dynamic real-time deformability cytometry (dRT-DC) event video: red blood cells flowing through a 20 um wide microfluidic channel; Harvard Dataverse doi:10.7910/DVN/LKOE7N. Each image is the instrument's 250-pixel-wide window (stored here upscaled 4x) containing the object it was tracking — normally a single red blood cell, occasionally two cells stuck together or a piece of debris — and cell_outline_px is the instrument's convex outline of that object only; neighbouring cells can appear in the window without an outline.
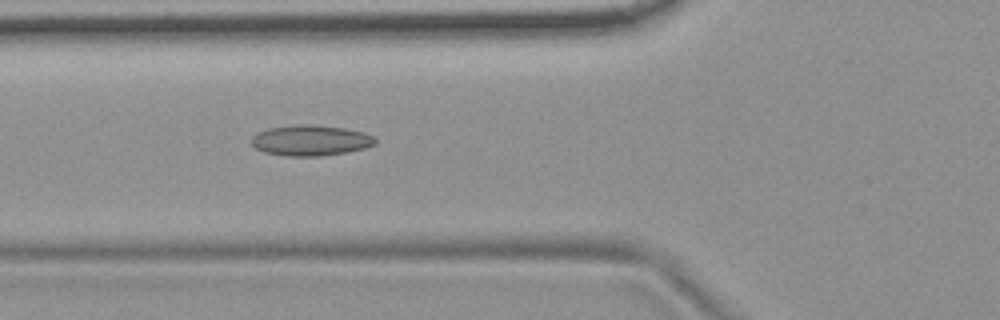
{"species": "common noctule bat (a hibernating species)", "species_latin": "Nyctalus noctula", "temperature_condition": "room temperature", "stored_images_in_passage": 51, "camera_frame_rate_fps": 3000, "um_per_image_px": 0.085, "animal": {"sex": "female", "body_mass_g": 19.9}, "frame": {"image": 1, "passage_image": 17, "time_ms": 5.333, "image_size_px": [1000, 320], "cell_outline_px": [[376, 144], [364, 148], [348, 152], [320, 156], [288, 156], [264, 152], [256, 148], [252, 144], [252, 136], [256, 132], [268, 128], [296, 124], [312, 124], [344, 128], [364, 132], [376, 136]], "centroid_in_image_um": [26.42, 11.92], "position_along_channel_um": 99.4, "area_um2": 22.31}}
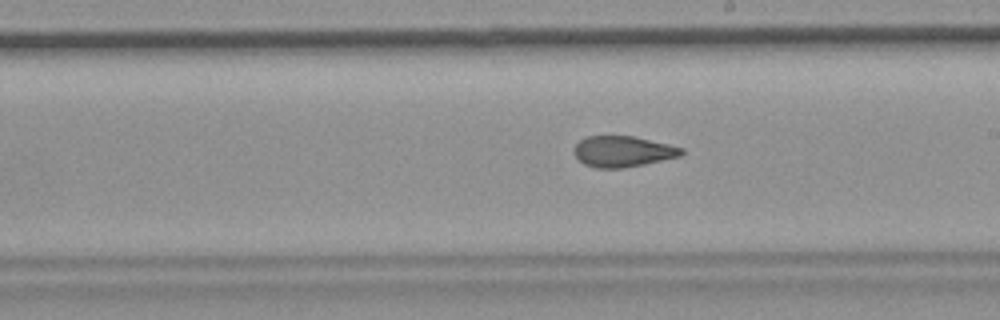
{"frame": {"image": 2, "passage_image": 28, "time_ms": 9.0, "image_size_px": [1000, 320], "cell_outline_px": [[684, 152], [680, 156], [644, 164], [624, 168], [596, 168], [584, 164], [572, 152], [576, 144], [580, 140], [588, 136], [632, 136], [668, 144], [684, 148]], "centroid_in_image_um": [52.93, 12.88], "position_along_channel_um": 236.1, "area_um2": 19.25}}
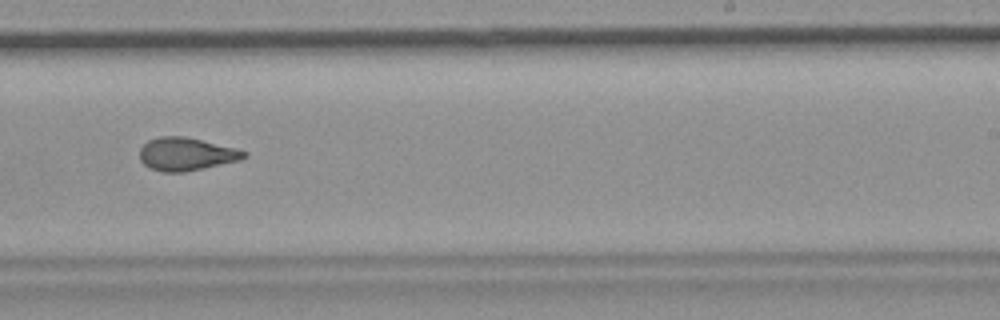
{"frame": {"image": 3, "passage_image": 31, "time_ms": 10.0, "image_size_px": [1000, 320], "cell_outline_px": [[248, 156], [240, 160], [184, 172], [164, 172], [152, 168], [144, 164], [140, 160], [140, 148], [148, 140], [160, 136], [184, 136], [236, 148], [248, 152]], "centroid_in_image_um": [15.84, 13.09], "position_along_channel_um": 273.2, "area_um2": 19.94}, "authors_computed_cell_mechanics": {"area_um2": 20.3456, "velocity_mm_per_s": 3.7308, "shape_relaxation_time_tau1_ms": null, "shape_relaxation_time_tau2_ms": 2.3071, "deformation_change_tau1": null, "deformation_change_tau2": 0.1005}}